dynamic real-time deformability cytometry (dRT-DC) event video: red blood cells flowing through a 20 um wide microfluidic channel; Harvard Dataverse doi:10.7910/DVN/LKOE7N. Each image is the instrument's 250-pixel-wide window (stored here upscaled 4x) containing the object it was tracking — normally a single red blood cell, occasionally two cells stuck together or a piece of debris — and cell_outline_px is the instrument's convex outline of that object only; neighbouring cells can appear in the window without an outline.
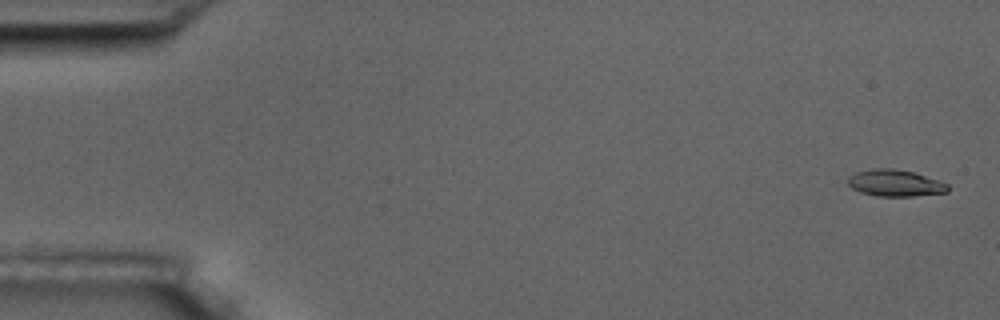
{"species": "common noctule bat (a hibernating species)", "species_latin": "Nyctalus noctula", "temperature_condition": "room temperature", "stored_images_in_passage": 7, "camera_frame_rate_fps": 3000, "um_per_image_px": 0.085, "animal": {"sex": "male", "body_mass_g": 17.5, "forearm_length_mm": 52.3}, "frame": {"image": 1, "passage_image": 1, "time_ms": 0.0, "image_size_px": [1000, 320], "cell_outline_px": [[948, 192], [912, 196], [876, 196], [860, 192], [852, 188], [848, 184], [848, 176], [856, 172], [872, 168], [892, 168], [912, 172], [948, 184]], "centroid_in_image_um": [76.03, 15.56], "position_along_channel_um": 9.0, "area_um2": 15.37}}
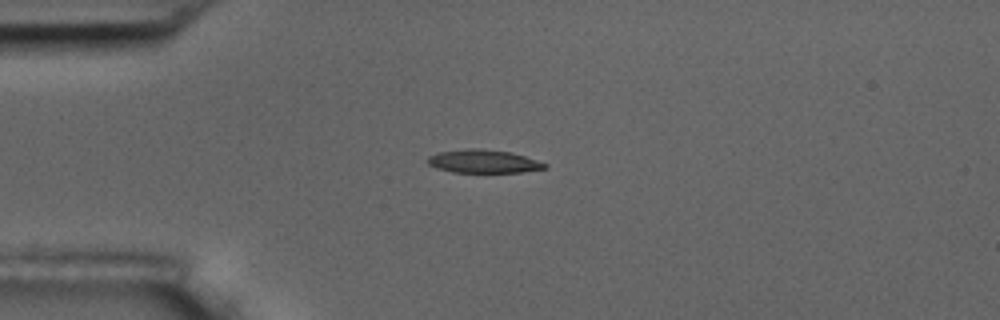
{"frame": {"image": 2, "passage_image": 4, "time_ms": 4.333, "image_size_px": [1000, 320], "cell_outline_px": [[548, 168], [520, 172], [452, 172], [436, 168], [428, 164], [424, 160], [428, 156], [440, 152], [464, 148], [480, 148], [512, 152], [548, 164]], "centroid_in_image_um": [41.06, 13.71], "position_along_channel_um": 43.9, "area_um2": 16.01}}